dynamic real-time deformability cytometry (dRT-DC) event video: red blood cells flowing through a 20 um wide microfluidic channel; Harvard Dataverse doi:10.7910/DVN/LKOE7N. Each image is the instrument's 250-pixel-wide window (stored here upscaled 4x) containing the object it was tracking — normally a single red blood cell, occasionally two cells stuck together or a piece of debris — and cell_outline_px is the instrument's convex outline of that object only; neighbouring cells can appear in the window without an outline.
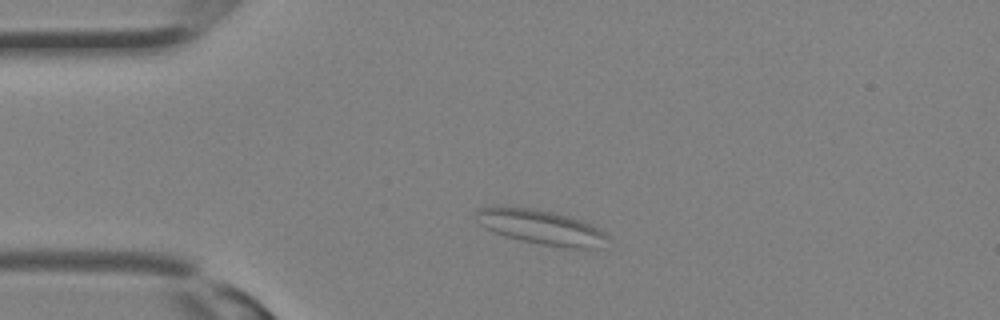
{"species": "Egyptian fruit bat (a non-hibernating species)", "species_latin": "Rousettus aegyptiacus", "temperature_condition": "room temperature", "stored_images_in_passage": 18, "camera_frame_rate_fps": 3000, "um_per_image_px": 0.085, "animal": {"sex": "female"}, "frame": {"image": 1, "passage_image": 4, "time_ms": 1.0, "image_size_px": [1000, 320], "cell_outline_px": [[608, 236], [596, 248], [572, 248], [540, 244], [504, 236], [484, 228], [476, 220], [476, 212], [480, 208], [536, 208], [556, 212], [580, 220], [604, 232]], "centroid_in_image_um": [45.96, 19.31], "position_along_channel_um": 39.0, "area_um2": 25.78}}
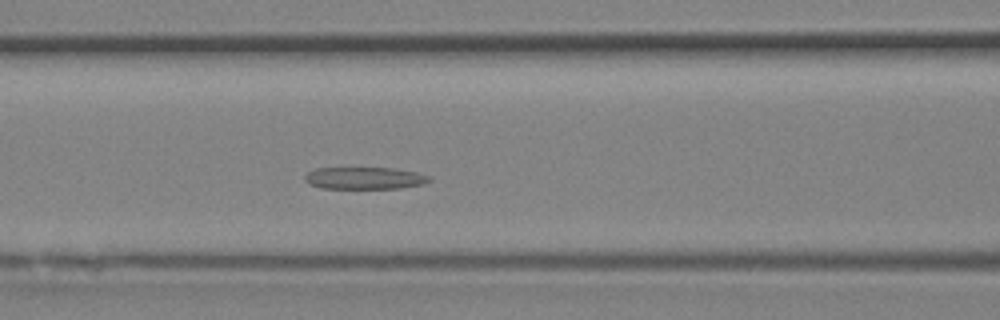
{"frame": {"image": 2, "passage_image": 10, "time_ms": 3.0, "image_size_px": [1000, 320], "cell_outline_px": [[432, 180], [420, 184], [400, 188], [320, 188], [308, 184], [304, 176], [308, 172], [316, 168], [392, 168], [416, 172], [432, 176]], "centroid_in_image_um": [30.98, 15.14], "position_along_channel_um": 135.6, "area_um2": 15.95}}
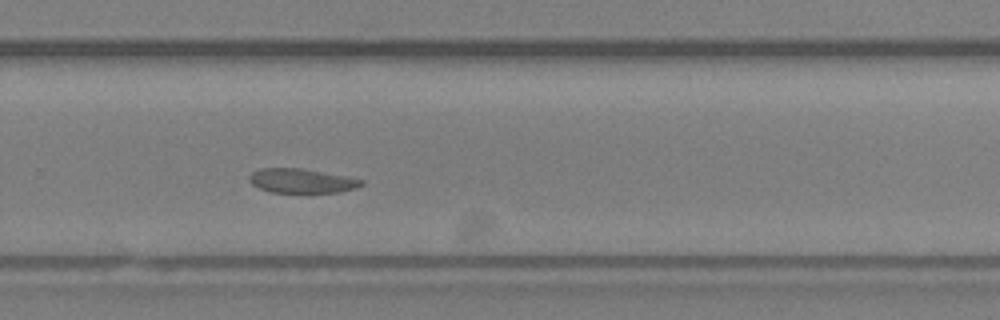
{"frame": {"image": 3, "passage_image": 18, "time_ms": 5.667, "image_size_px": [1000, 320], "cell_outline_px": [[364, 184], [356, 188], [340, 192], [308, 196], [272, 192], [260, 188], [252, 184], [248, 180], [248, 176], [252, 172], [260, 168], [304, 168], [348, 176], [364, 180]], "centroid_in_image_um": [25.68, 15.42], "position_along_channel_um": 304.1, "area_um2": 16.99}}